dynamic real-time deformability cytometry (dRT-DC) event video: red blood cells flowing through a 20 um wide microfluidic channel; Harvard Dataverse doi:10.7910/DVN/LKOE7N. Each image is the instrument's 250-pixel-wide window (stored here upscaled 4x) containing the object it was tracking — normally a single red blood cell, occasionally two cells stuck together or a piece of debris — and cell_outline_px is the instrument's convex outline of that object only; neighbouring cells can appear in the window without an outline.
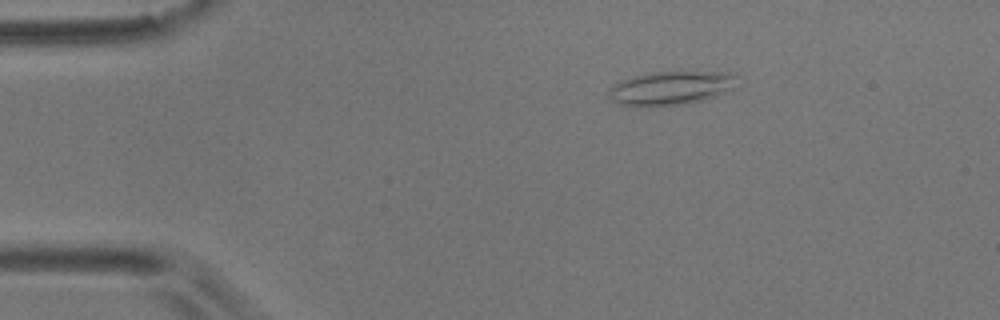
{"species": "common noctule bat (a hibernating species)", "species_latin": "Nyctalus noctula", "temperature_condition": "room temperature", "stored_images_in_passage": 50, "camera_frame_rate_fps": 3000, "um_per_image_px": 0.085, "animal": {"sex": "male", "body_mass_g": 17.9}, "frame": {"image": 1, "passage_image": 3, "time_ms": 0.667, "image_size_px": [1000, 320], "cell_outline_px": [[736, 76], [732, 88], [716, 96], [688, 104], [636, 108], [620, 104], [612, 100], [608, 96], [608, 92], [612, 84], [648, 72], [728, 72]], "centroid_in_image_um": [56.95, 7.51], "position_along_channel_um": 28.0, "area_um2": 25.32}}
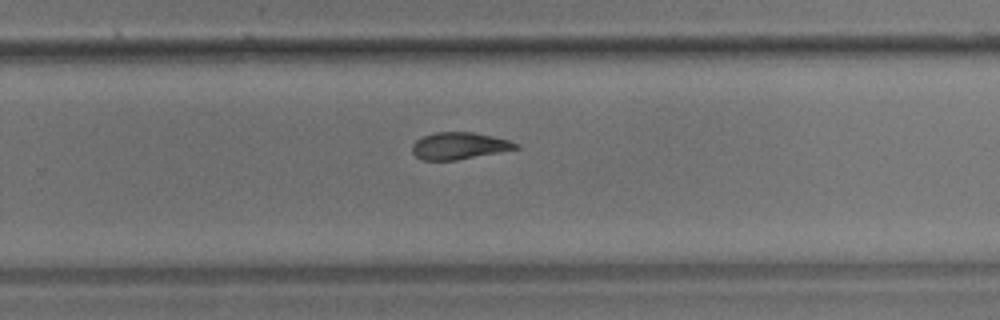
{"frame": {"image": 2, "passage_image": 30, "time_ms": 9.667, "image_size_px": [1000, 320], "cell_outline_px": [[520, 148], [500, 152], [456, 160], [420, 160], [412, 152], [412, 144], [420, 136], [436, 132], [472, 132], [492, 136], [508, 140], [520, 144]], "centroid_in_image_um": [39.01, 12.39], "position_along_channel_um": 290.8, "area_um2": 16.36}}
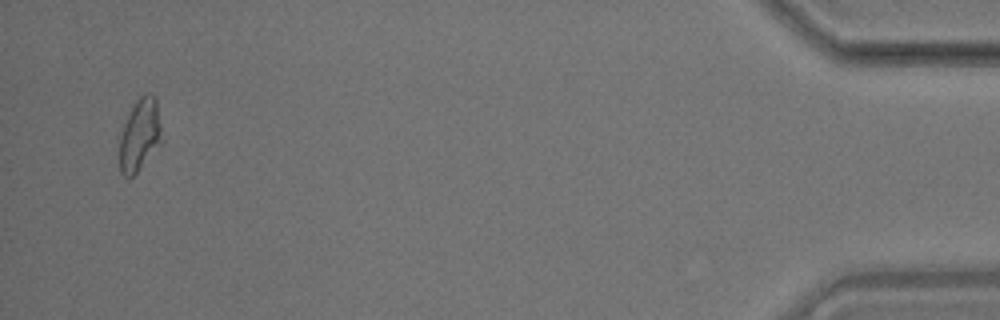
{"frame": {"image": 3, "passage_image": 48, "time_ms": 15.667, "image_size_px": [1000, 320], "cell_outline_px": [[164, 140], [140, 168], [128, 180], [120, 172], [116, 136], [136, 100], [144, 92], [152, 92], [156, 96]], "centroid_in_image_um": [11.85, 11.45], "position_along_channel_um": 423.4, "area_um2": 18.96}, "authors_computed_cell_mechanics": {"area_um2": 17.4845, "velocity_mm_per_s": 3.5556, "shape_relaxation_time_tau1_ms": null, "shape_relaxation_time_tau2_ms": 7.077, "deformation_change_tau1": null, "deformation_change_tau2": 0.1557}}